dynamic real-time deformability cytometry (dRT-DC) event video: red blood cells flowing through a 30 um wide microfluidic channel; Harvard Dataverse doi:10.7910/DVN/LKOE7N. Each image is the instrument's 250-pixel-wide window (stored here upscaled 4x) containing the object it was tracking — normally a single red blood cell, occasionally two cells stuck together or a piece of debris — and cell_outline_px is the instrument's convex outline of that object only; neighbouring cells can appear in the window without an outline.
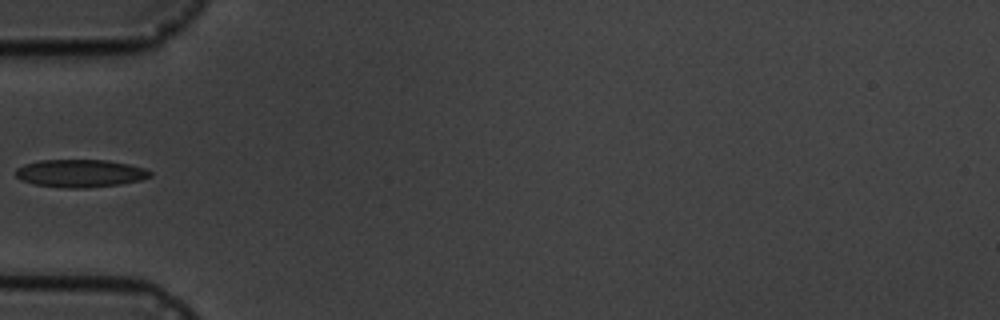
{"species": "common noctule bat (a hibernating species)", "species_latin": "Nyctalus noctula", "temperature_condition": "cold", "stored_images_in_passage": 3, "camera_frame_rate_fps": 3000, "um_per_image_px": 0.085, "animal": {"sex": "male", "body_mass_g": 19.5, "forearm_length_mm": 54.6}, "frame": {"image": 1, "passage_image": 3, "time_ms": 2.333, "image_size_px": [1000, 320], "cell_outline_px": [[152, 176], [140, 180], [120, 184], [88, 188], [64, 188], [36, 184], [20, 180], [16, 176], [16, 168], [24, 164], [40, 160], [108, 160], [128, 164], [144, 168], [152, 172]], "centroid_in_image_um": [6.82, 14.73], "position_along_channel_um": 78.2, "area_um2": 21.79}}